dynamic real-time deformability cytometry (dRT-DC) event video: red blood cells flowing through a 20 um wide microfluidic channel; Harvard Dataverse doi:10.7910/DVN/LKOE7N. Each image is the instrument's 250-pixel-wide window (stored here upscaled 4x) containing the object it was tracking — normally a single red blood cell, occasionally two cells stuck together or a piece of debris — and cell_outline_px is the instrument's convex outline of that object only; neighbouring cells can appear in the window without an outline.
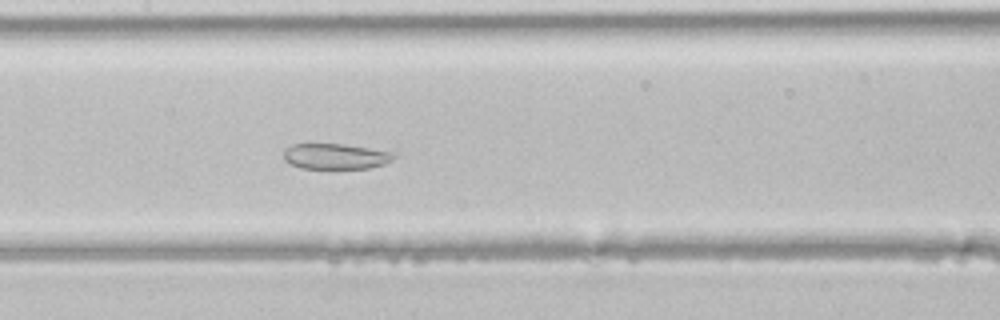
{"species": "common noctule bat (a hibernating species)", "species_latin": "Nyctalus noctula", "temperature_condition": "room temperature", "stored_images_in_passage": 43, "segment_of_instrument_passage": [2, 2], "camera_frame_rate_fps": 3000, "um_per_image_px": 0.085, "animal": {"sex": "male", "body_mass_g": 21.5, "forearm_length_mm": 52.0}, "frame": {"image": 1, "passage_image": 21, "time_ms": 6.667, "image_size_px": [1000, 320], "cell_outline_px": [[396, 156], [392, 160], [384, 164], [368, 168], [300, 168], [284, 160], [284, 152], [292, 144], [344, 144], [392, 152]], "centroid_in_image_um": [28.53, 13.29], "position_along_channel_um": 178.9, "area_um2": 16.18}}
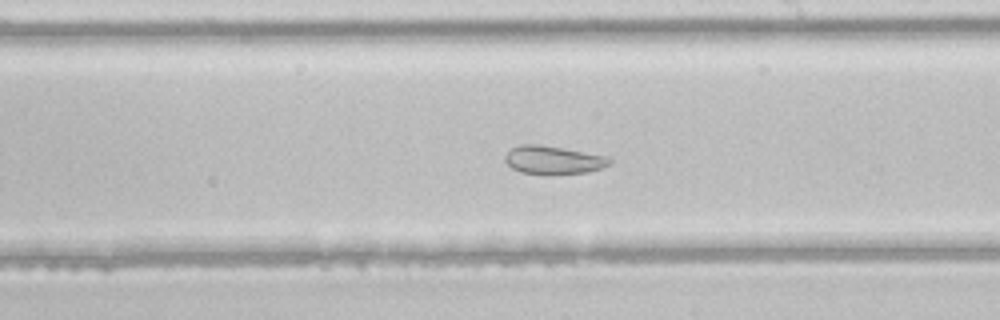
{"frame": {"image": 2, "passage_image": 25, "time_ms": 8.0, "image_size_px": [1000, 320], "cell_outline_px": [[612, 160], [608, 164], [600, 168], [588, 172], [552, 176], [520, 172], [512, 168], [504, 160], [504, 156], [512, 148], [520, 144], [536, 144], [564, 148], [608, 156]], "centroid_in_image_um": [47.01, 13.62], "position_along_channel_um": 242.0, "area_um2": 17.51}}